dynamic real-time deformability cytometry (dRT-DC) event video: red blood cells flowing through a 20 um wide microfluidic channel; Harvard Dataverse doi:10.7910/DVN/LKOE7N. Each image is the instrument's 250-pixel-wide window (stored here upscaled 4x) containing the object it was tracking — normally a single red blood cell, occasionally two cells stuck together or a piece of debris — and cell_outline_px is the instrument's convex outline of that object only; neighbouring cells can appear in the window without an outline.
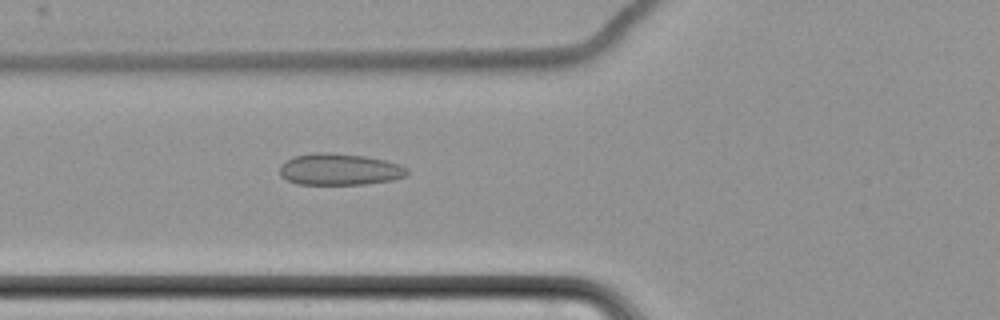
{"species": "common noctule bat (a hibernating species)", "species_latin": "Nyctalus noctula", "temperature_condition": "cold", "stored_images_in_passage": 5, "camera_frame_rate_fps": 3000, "um_per_image_px": 0.085, "animal": {"sex": "female", "body_mass_g": 22.7, "forearm_length_mm": 54.2}, "frame": {"image": 1, "passage_image": 5, "time_ms": 4.667, "image_size_px": [1000, 320], "cell_outline_px": [[408, 176], [392, 180], [364, 184], [296, 184], [280, 176], [280, 164], [296, 156], [316, 152], [328, 152], [364, 156], [384, 160], [400, 164], [408, 168]], "centroid_in_image_um": [28.88, 14.4], "position_along_channel_um": 96.9, "area_um2": 23.47}}